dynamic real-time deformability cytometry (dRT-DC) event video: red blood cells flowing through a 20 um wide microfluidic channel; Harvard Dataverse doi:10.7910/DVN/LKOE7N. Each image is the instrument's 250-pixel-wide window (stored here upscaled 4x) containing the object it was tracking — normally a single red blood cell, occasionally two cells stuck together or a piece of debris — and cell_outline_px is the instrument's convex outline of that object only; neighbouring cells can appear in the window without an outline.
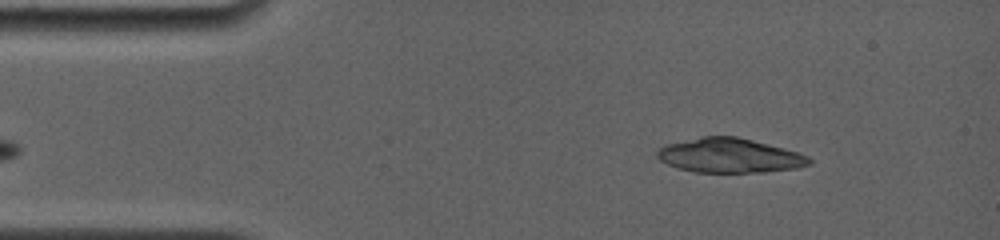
{"species": "common noctule bat (a hibernating species)", "species_latin": "Nyctalus noctula", "temperature_condition": "room temperature", "stored_images_in_passage": 2, "camera_frame_rate_fps": 4000, "um_per_image_px": 0.085, "animal": {"sex": "female", "body_mass_g": 19.0, "forearm_length_mm": 56.7}, "frame": {"image": 1, "passage_image": 1, "time_ms": 0.0, "image_size_px": [1000, 240], "cell_outline_px": [[812, 164], [796, 168], [764, 172], [692, 172], [676, 168], [660, 160], [656, 156], [656, 152], [664, 144], [700, 136], [736, 136], [800, 152], [808, 156], [812, 160]], "centroid_in_image_um": [62.0, 13.22], "position_along_channel_um": 23.0, "area_um2": 30.75}}